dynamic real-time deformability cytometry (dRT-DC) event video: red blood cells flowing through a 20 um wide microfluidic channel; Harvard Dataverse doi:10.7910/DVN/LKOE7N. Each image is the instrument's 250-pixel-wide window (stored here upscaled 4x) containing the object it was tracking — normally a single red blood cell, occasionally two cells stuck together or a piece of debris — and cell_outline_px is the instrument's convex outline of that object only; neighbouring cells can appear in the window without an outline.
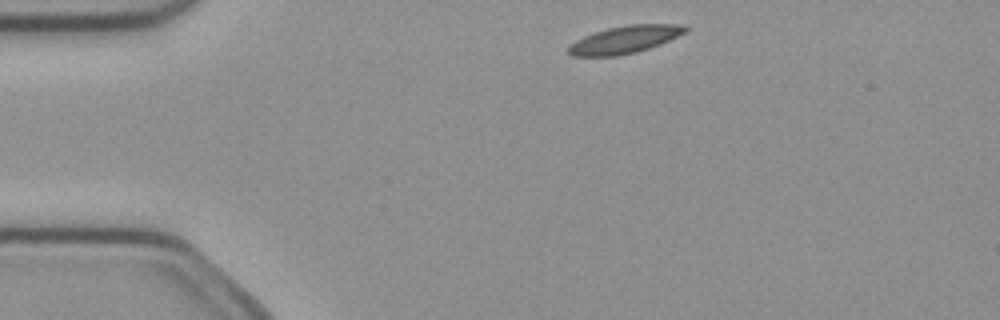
{"species": "common noctule bat (a hibernating species)", "species_latin": "Nyctalus noctula", "temperature_condition": "cold", "stored_images_in_passage": 2, "camera_frame_rate_fps": 3000, "um_per_image_px": 0.085, "animal": {"sex": "female", "body_mass_g": 21.9}, "frame": {"image": 1, "passage_image": 1, "time_ms": 0.0, "image_size_px": [1000, 320], "cell_outline_px": [[688, 28], [684, 32], [660, 44], [636, 52], [616, 56], [572, 56], [568, 52], [568, 48], [576, 40], [584, 36], [608, 28], [628, 24], [680, 24]], "centroid_in_image_um": [53.08, 3.36], "position_along_channel_um": 31.9, "area_um2": 18.38}}